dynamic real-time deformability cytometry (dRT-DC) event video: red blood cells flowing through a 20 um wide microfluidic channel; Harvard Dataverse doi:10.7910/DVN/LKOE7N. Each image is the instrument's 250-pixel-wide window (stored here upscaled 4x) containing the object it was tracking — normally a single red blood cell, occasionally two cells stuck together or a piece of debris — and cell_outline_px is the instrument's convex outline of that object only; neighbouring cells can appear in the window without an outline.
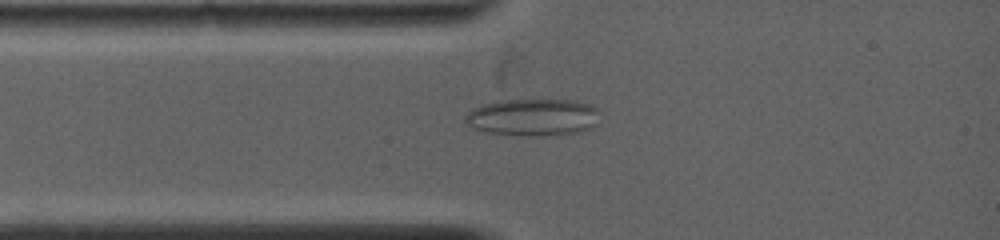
{"species": "common noctule bat (a hibernating species)", "species_latin": "Nyctalus noctula", "temperature_condition": "warm", "stored_images_in_passage": 60, "camera_frame_rate_fps": 5000, "um_per_image_px": 0.085, "animal": {"sex": "female", "body_mass_g": 19.0, "forearm_length_mm": 53.3}, "frame": {"image": 1, "passage_image": 7, "time_ms": 1.8, "image_size_px": [1000, 240], "cell_outline_px": [[596, 124], [592, 128], [576, 132], [544, 136], [532, 136], [488, 132], [476, 128], [468, 124], [464, 120], [464, 116], [472, 108], [480, 104], [508, 100], [572, 100], [588, 104], [596, 108]], "centroid_in_image_um": [45.27, 9.96], "position_along_channel_um": 39.7, "area_um2": 28.73}}
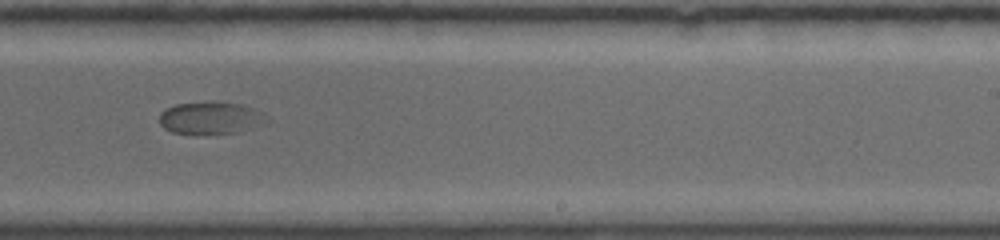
{"frame": {"image": 2, "passage_image": 33, "time_ms": 7.8, "image_size_px": [1000, 240], "cell_outline_px": [[272, 120], [268, 124], [240, 132], [204, 136], [196, 136], [172, 132], [164, 128], [160, 124], [160, 112], [176, 104], [220, 100], [240, 104], [264, 112]], "centroid_in_image_um": [17.99, 10.05], "position_along_channel_um": 271.0, "area_um2": 21.44}}
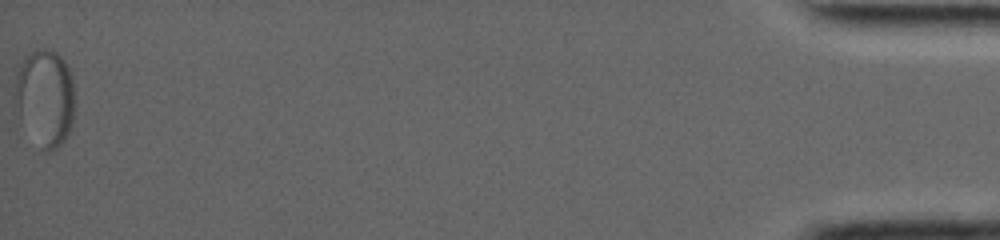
{"frame": {"image": 3, "passage_image": 60, "time_ms": 16.2, "image_size_px": [1000, 240], "cell_outline_px": [[72, 120], [68, 132], [64, 140], [56, 148], [48, 152], [44, 152], [40, 148], [20, 116], [12, 96], [16, 76], [24, 60], [36, 48], [48, 48], [56, 52], [64, 60], [72, 76]], "centroid_in_image_um": [3.81, 8.28], "position_along_channel_um": 431.4, "area_um2": 33.18}}